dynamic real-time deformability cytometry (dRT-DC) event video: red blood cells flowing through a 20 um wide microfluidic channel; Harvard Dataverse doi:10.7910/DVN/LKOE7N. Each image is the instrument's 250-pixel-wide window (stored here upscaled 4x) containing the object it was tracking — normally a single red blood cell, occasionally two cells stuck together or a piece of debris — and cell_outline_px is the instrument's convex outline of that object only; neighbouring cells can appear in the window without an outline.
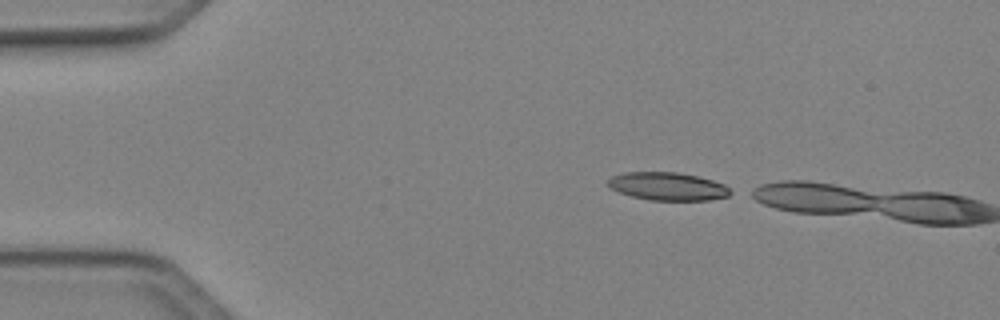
{"species": "Egyptian fruit bat (a non-hibernating species)", "species_latin": "Rousettus aegyptiacus", "temperature_condition": "cold", "stored_images_in_passage": 3, "camera_frame_rate_fps": 3000, "um_per_image_px": 0.085, "animal": {"sex": "female"}, "frame": {"image": 1, "passage_image": 1, "time_ms": 0.0, "image_size_px": [1000, 320], "cell_outline_px": [[736, 192], [728, 196], [708, 200], [648, 200], [632, 196], [608, 188], [608, 180], [612, 176], [624, 172], [676, 172], [696, 176], [712, 180], [724, 184]], "centroid_in_image_um": [56.78, 15.84], "position_along_channel_um": 28.2, "area_um2": 20.06}}